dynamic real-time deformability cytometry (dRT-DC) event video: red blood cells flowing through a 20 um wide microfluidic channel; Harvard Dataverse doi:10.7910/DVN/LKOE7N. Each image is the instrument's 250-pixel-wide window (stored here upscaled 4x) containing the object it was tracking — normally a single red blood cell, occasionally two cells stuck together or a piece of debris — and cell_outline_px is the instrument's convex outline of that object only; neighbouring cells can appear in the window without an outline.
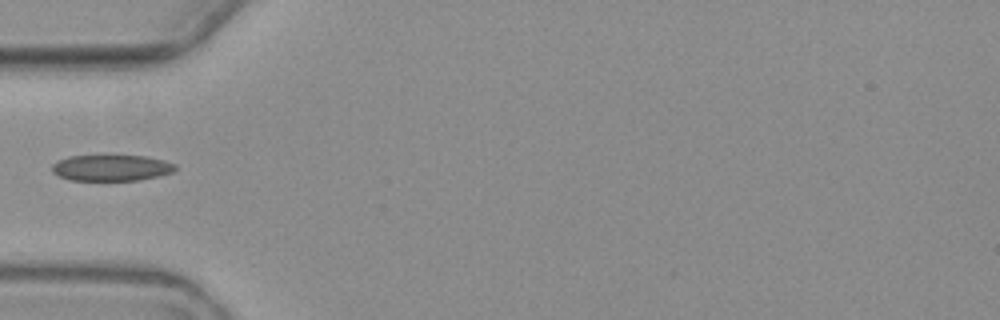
{"species": "common noctule bat (a hibernating species)", "species_latin": "Nyctalus noctula", "temperature_condition": "warm", "stored_images_in_passage": 4, "camera_frame_rate_fps": 3000, "um_per_image_px": 0.085, "animal": {"sex": "female", "body_mass_g": 19.3, "forearm_length_mm": 54.1}, "frame": {"image": 1, "passage_image": 4, "time_ms": 4.333, "image_size_px": [1000, 320], "cell_outline_px": [[176, 168], [172, 172], [140, 180], [68, 180], [52, 172], [52, 164], [68, 156], [144, 156], [164, 160], [176, 164]], "centroid_in_image_um": [9.46, 14.27], "position_along_channel_um": 75.5, "area_um2": 18.55}}